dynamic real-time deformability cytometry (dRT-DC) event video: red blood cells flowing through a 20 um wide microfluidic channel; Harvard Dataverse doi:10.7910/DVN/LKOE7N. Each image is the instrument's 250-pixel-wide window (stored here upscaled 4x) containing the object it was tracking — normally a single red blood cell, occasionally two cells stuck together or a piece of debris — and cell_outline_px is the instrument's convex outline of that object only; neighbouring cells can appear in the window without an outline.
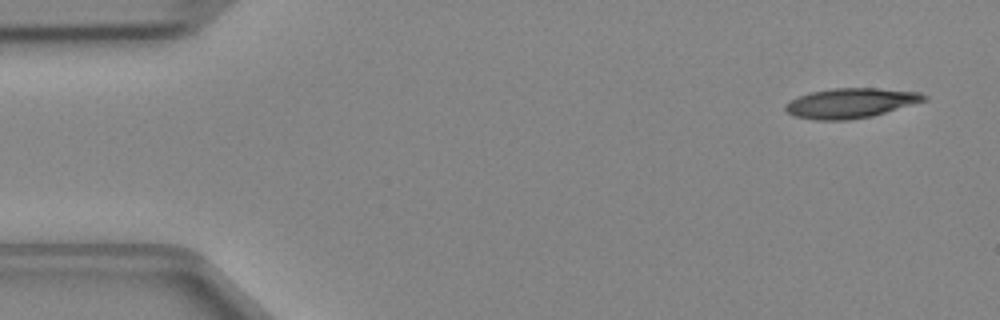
{"species": "Egyptian fruit bat (a non-hibernating species)", "species_latin": "Rousettus aegyptiacus", "temperature_condition": "cold", "stored_images_in_passage": 45, "camera_frame_rate_fps": 3000, "um_per_image_px": 0.085, "animal": {"sex": "female"}, "frame": {"image": 1, "passage_image": 1, "time_ms": 0.0, "image_size_px": [1000, 320], "cell_outline_px": [[928, 100], [872, 116], [848, 120], [816, 120], [796, 116], [784, 112], [784, 104], [800, 96], [812, 92], [832, 88], [876, 88], [920, 92], [928, 96]], "centroid_in_image_um": [72.32, 8.76], "position_along_channel_um": 12.7, "area_um2": 24.1}}
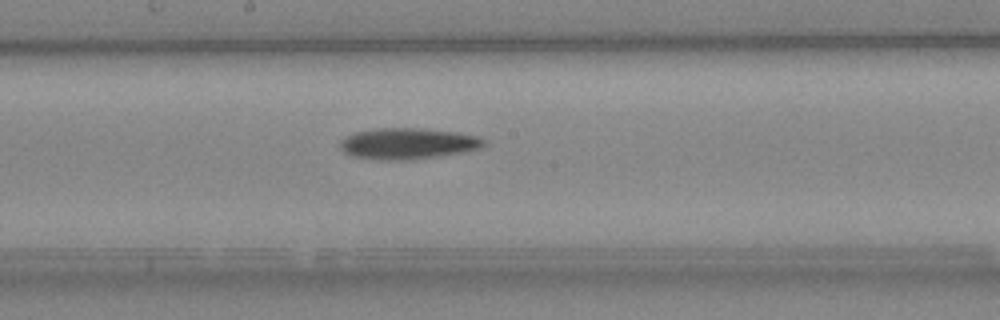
{"frame": {"image": 2, "passage_image": 23, "time_ms": 7.333, "image_size_px": [1000, 320], "cell_outline_px": [[484, 144], [480, 148], [464, 152], [408, 160], [380, 160], [352, 156], [344, 152], [340, 148], [340, 140], [344, 136], [356, 132], [376, 128], [416, 128], [456, 132], [476, 136], [484, 140]], "centroid_in_image_um": [34.6, 12.2], "position_along_channel_um": 213.6, "area_um2": 25.95}}
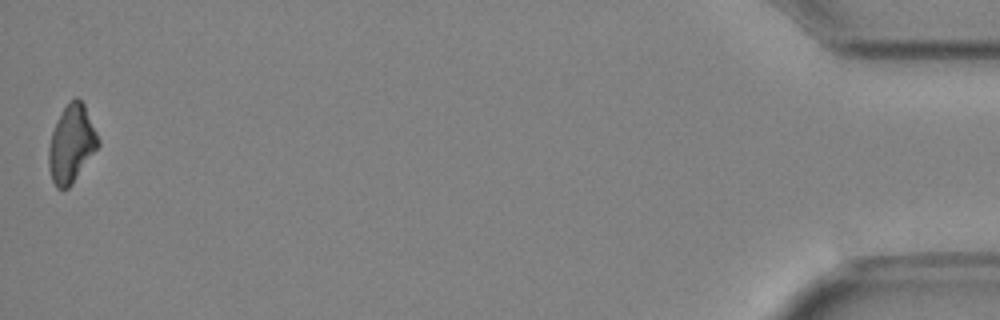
{"frame": {"image": 3, "passage_image": 45, "time_ms": 14.667, "image_size_px": [1000, 320], "cell_outline_px": [[100, 144], [72, 184], [68, 188], [56, 188], [52, 180], [48, 168], [48, 148], [52, 132], [56, 120], [68, 100], [76, 96], [84, 104], [100, 140]], "centroid_in_image_um": [6.06, 12.21], "position_along_channel_um": 429.1, "area_um2": 22.43}}